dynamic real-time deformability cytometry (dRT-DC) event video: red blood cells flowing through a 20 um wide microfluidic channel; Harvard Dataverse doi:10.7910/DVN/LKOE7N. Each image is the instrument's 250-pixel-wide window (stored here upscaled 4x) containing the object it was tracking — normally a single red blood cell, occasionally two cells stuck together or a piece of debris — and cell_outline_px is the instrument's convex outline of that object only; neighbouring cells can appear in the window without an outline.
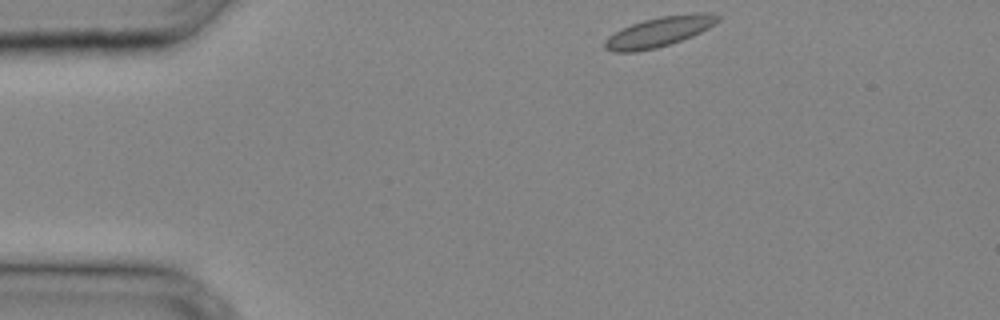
{"species": "common noctule bat (a hibernating species)", "species_latin": "Nyctalus noctula", "temperature_condition": "cold", "stored_images_in_passage": 25, "camera_frame_rate_fps": 3000, "um_per_image_px": 0.085, "animal": {"sex": "male", "body_mass_g": 20.4}, "frame": {"image": 1, "passage_image": 1, "time_ms": 0.0, "image_size_px": [1000, 320], "cell_outline_px": [[720, 20], [716, 24], [692, 36], [656, 48], [636, 52], [612, 52], [604, 48], [604, 40], [608, 36], [620, 28], [644, 20], [660, 16], [692, 12], [708, 12], [720, 16]], "centroid_in_image_um": [56.02, 2.69], "position_along_channel_um": 29.0, "area_um2": 19.94}}
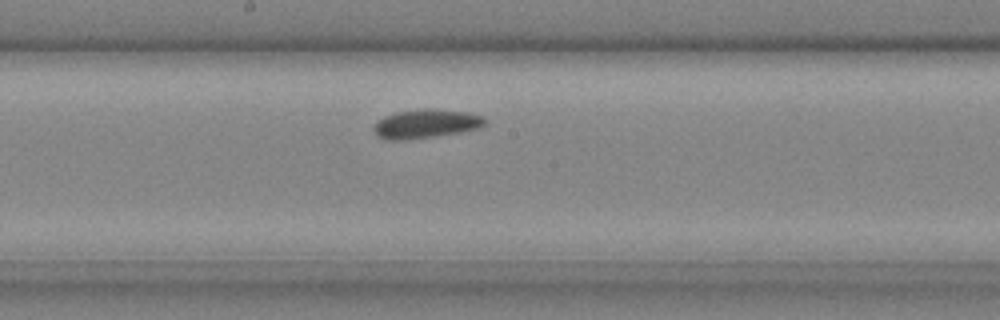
{"frame": {"image": 2, "passage_image": 14, "time_ms": 4.333, "image_size_px": [1000, 320], "cell_outline_px": [[484, 124], [480, 128], [460, 132], [408, 140], [384, 140], [376, 136], [372, 128], [376, 120], [384, 116], [396, 112], [424, 108], [468, 112], [484, 116]], "centroid_in_image_um": [36.13, 10.53], "position_along_channel_um": 212.1, "area_um2": 18.9}}
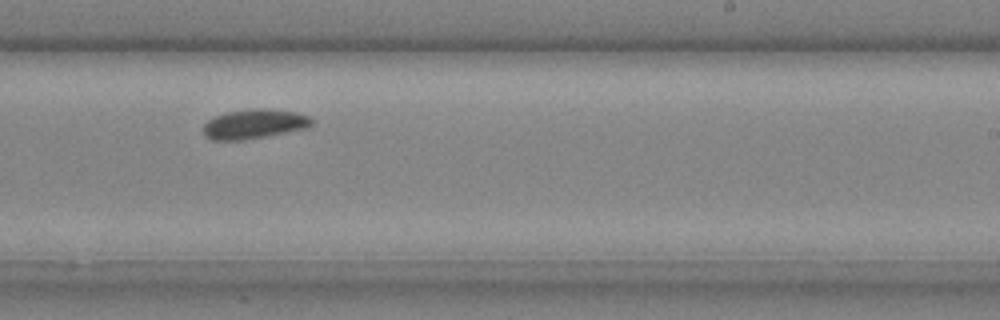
{"frame": {"image": 3, "passage_image": 17, "time_ms": 5.333, "image_size_px": [1000, 320], "cell_outline_px": [[312, 124], [304, 128], [244, 140], [212, 140], [204, 136], [204, 124], [212, 116], [224, 112], [252, 108], [268, 108], [300, 112], [308, 116], [312, 120]], "centroid_in_image_um": [21.56, 10.51], "position_along_channel_um": 267.4, "area_um2": 18.73}}